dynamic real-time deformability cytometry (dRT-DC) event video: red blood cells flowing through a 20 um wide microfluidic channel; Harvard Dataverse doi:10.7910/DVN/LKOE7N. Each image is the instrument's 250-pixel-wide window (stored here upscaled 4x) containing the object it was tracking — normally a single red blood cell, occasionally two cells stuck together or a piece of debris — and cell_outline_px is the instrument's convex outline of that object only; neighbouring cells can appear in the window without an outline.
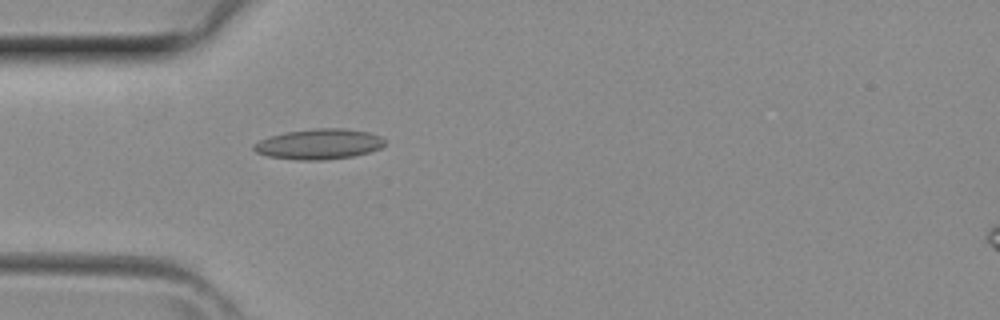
{"species": "common noctule bat (a hibernating species)", "species_latin": "Nyctalus noctula", "temperature_condition": "room temperature", "stored_images_in_passage": 1, "camera_frame_rate_fps": 3000, "um_per_image_px": 0.085, "animal": {"sex": "female", "body_mass_g": 29.2, "forearm_length_mm": 56.3}, "frame": {"image": 1, "passage_image": 1, "time_ms": 0.0, "image_size_px": [1000, 320], "cell_outline_px": [[384, 144], [380, 148], [368, 152], [352, 156], [324, 160], [300, 160], [268, 156], [256, 152], [252, 148], [252, 144], [260, 140], [284, 132], [316, 128], [344, 128], [368, 132], [380, 136], [384, 140]], "centroid_in_image_um": [27.09, 12.24], "position_along_channel_um": 57.9, "area_um2": 23.06}}